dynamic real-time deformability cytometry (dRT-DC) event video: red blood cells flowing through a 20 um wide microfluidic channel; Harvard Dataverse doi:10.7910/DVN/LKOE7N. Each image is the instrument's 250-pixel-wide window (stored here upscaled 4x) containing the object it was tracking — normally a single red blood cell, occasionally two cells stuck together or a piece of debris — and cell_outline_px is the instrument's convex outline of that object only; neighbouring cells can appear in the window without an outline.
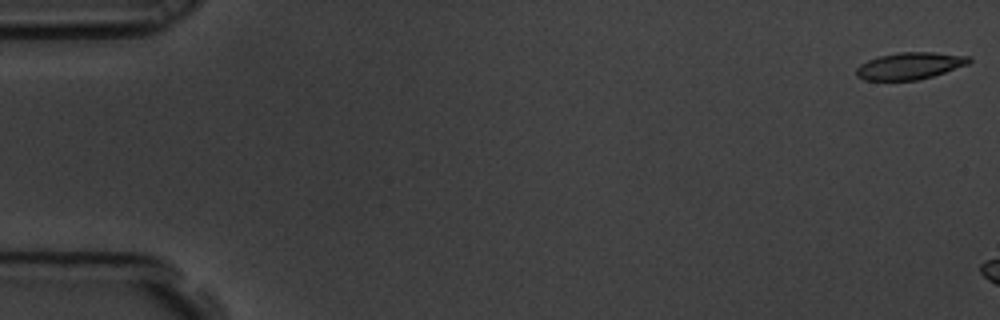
{"species": "common noctule bat (a hibernating species)", "species_latin": "Nyctalus noctula", "temperature_condition": "room temperature", "stored_images_in_passage": 3, "camera_frame_rate_fps": 3000, "um_per_image_px": 0.085, "animal": {"sex": "male", "body_mass_g": 19.5, "forearm_length_mm": 54.6}, "frame": {"image": 1, "passage_image": 1, "time_ms": 0.0, "image_size_px": [1000, 320], "cell_outline_px": [[972, 60], [968, 64], [932, 76], [916, 80], [864, 80], [856, 76], [856, 68], [860, 64], [868, 60], [880, 56], [900, 52], [932, 52], [968, 56]], "centroid_in_image_um": [77.3, 5.6], "position_along_channel_um": 7.7, "area_um2": 17.51}}